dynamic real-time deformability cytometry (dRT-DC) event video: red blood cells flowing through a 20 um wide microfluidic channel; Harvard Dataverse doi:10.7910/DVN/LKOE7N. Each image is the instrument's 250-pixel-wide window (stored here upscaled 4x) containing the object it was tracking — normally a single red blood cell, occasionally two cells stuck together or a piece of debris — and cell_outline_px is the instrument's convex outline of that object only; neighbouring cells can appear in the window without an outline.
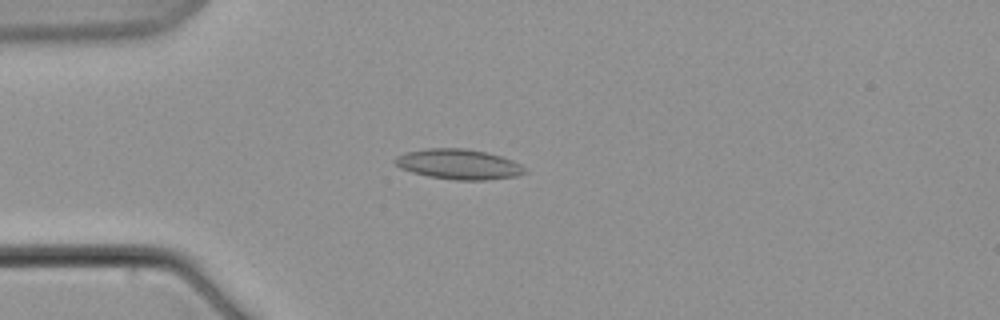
{"species": "common noctule bat (a hibernating species)", "species_latin": "Nyctalus noctula", "temperature_condition": "warm", "stored_images_in_passage": 6, "camera_frame_rate_fps": 3000, "um_per_image_px": 0.085, "animal": {"sex": "male", "body_mass_g": 21.5, "forearm_length_mm": 52.0}, "frame": {"image": 1, "passage_image": 4, "time_ms": 3.667, "image_size_px": [1000, 320], "cell_outline_px": [[528, 172], [516, 176], [484, 180], [456, 180], [428, 176], [412, 172], [400, 168], [392, 160], [396, 156], [404, 152], [428, 148], [464, 148], [484, 152], [500, 156], [512, 160], [520, 164]], "centroid_in_image_um": [38.95, 13.96], "position_along_channel_um": 46.1, "area_um2": 22.77}}
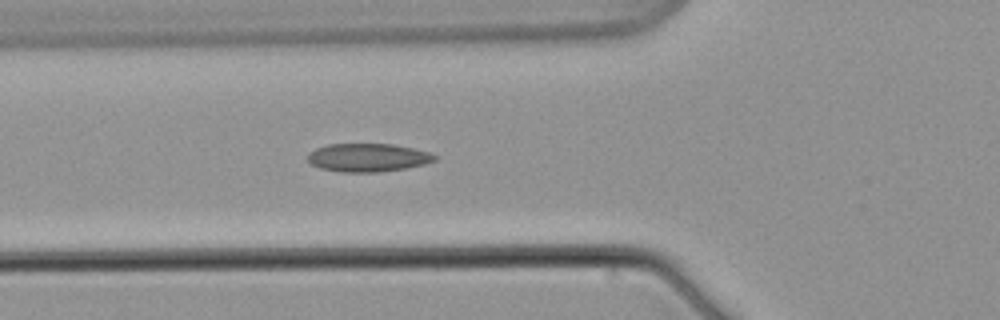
{"frame": {"image": 2, "passage_image": 6, "time_ms": 6.0, "image_size_px": [1000, 320], "cell_outline_px": [[436, 160], [424, 164], [404, 168], [376, 172], [340, 172], [320, 168], [312, 164], [308, 160], [308, 156], [316, 148], [328, 144], [392, 144], [412, 148], [428, 152], [436, 156]], "centroid_in_image_um": [31.26, 13.39], "position_along_channel_um": 94.5, "area_um2": 20.63}}